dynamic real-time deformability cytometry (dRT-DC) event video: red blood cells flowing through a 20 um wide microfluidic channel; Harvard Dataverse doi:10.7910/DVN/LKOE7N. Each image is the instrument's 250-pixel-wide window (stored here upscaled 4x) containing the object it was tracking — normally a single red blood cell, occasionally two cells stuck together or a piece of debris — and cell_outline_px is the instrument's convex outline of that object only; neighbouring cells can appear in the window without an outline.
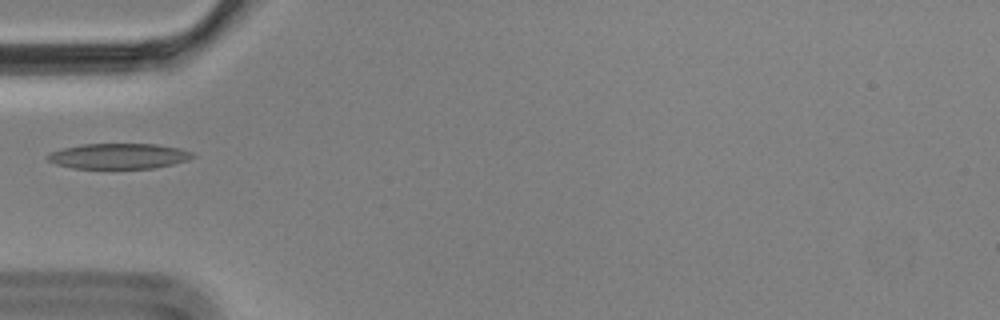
{"species": "Egyptian fruit bat (a non-hibernating species)", "species_latin": "Rousettus aegyptiacus", "temperature_condition": "cold", "stored_images_in_passage": 15, "camera_frame_rate_fps": 3000, "um_per_image_px": 0.085, "animal": {"sex": "male"}, "frame": {"image": 1, "passage_image": 5, "time_ms": 1.333, "image_size_px": [1000, 320], "cell_outline_px": [[196, 156], [188, 160], [156, 168], [72, 168], [56, 164], [48, 160], [44, 156], [52, 152], [64, 148], [80, 144], [156, 144], [180, 148], [192, 152]], "centroid_in_image_um": [10.1, 13.26], "position_along_channel_um": 74.9, "area_um2": 21.5}}
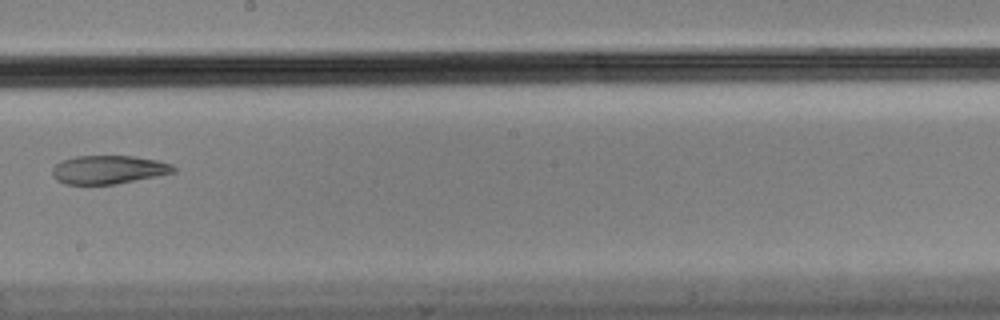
{"frame": {"image": 2, "passage_image": 9, "time_ms": 2.667, "image_size_px": [1000, 320], "cell_outline_px": [[176, 172], [116, 184], [64, 184], [56, 180], [52, 176], [52, 168], [60, 160], [72, 156], [136, 156], [160, 160], [172, 164], [176, 168]], "centroid_in_image_um": [9.21, 14.41], "position_along_channel_um": 239.0, "area_um2": 20.4}}